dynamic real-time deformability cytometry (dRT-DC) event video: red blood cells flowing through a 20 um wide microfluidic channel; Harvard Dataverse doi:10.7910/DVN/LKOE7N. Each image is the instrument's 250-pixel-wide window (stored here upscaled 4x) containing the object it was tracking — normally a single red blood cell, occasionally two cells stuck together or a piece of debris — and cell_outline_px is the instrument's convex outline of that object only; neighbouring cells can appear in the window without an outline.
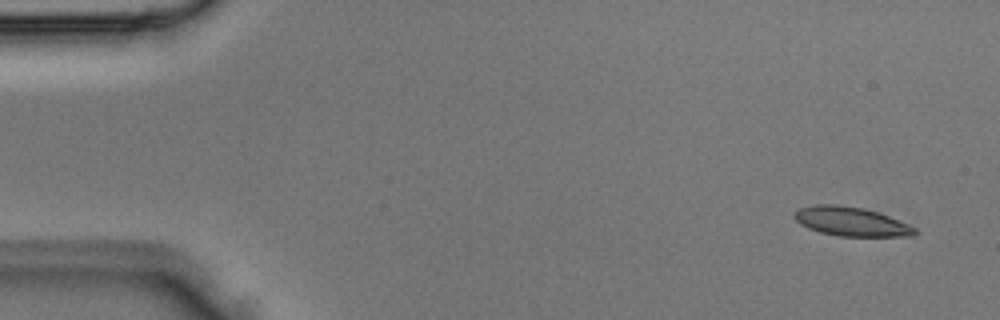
{"species": "Egyptian fruit bat (a non-hibernating species)", "species_latin": "Rousettus aegyptiacus", "temperature_condition": "room temperature", "stored_images_in_passage": 4, "camera_frame_rate_fps": 3000, "um_per_image_px": 0.085, "animal": {"sex": "male"}, "frame": {"image": 1, "passage_image": 1, "time_ms": 0.0, "image_size_px": [1000, 320], "cell_outline_px": [[916, 232], [912, 236], [840, 236], [820, 232], [808, 228], [800, 224], [792, 216], [792, 212], [800, 208], [816, 204], [836, 204], [864, 208], [888, 216], [916, 228]], "centroid_in_image_um": [72.28, 18.82], "position_along_channel_um": 12.7, "area_um2": 20.29}}
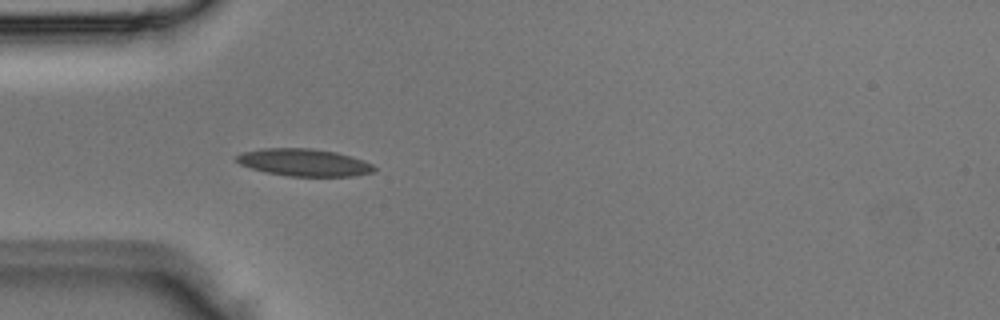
{"frame": {"image": 2, "passage_image": 4, "time_ms": 1.0, "image_size_px": [1000, 320], "cell_outline_px": [[376, 168], [372, 172], [352, 176], [288, 176], [268, 172], [252, 168], [240, 164], [236, 160], [236, 156], [244, 152], [264, 148], [312, 148], [336, 152], [352, 156], [364, 160], [372, 164]], "centroid_in_image_um": [25.88, 13.8], "position_along_channel_um": 59.1, "area_um2": 21.73}}